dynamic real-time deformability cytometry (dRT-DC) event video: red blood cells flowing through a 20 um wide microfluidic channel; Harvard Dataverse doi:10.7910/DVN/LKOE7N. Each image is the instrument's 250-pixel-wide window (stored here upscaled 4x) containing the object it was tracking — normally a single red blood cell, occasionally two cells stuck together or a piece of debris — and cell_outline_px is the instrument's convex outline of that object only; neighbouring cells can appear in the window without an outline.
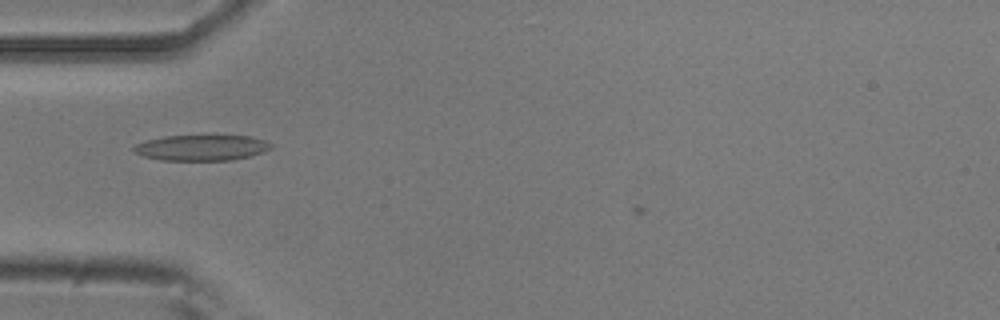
{"species": "common noctule bat (a hibernating species)", "species_latin": "Nyctalus noctula", "temperature_condition": "room temperature", "stored_images_in_passage": 2, "camera_frame_rate_fps": 3000, "um_per_image_px": 0.085, "animal": {"sex": "male", "body_mass_g": 20.5, "forearm_length_mm": 52.5}, "frame": {"image": 1, "passage_image": 2, "time_ms": 0.333, "image_size_px": [1000, 320], "cell_outline_px": [[272, 148], [264, 152], [232, 160], [160, 160], [144, 156], [132, 152], [132, 148], [136, 144], [144, 140], [164, 136], [252, 136], [264, 140], [272, 144]], "centroid_in_image_um": [17.1, 12.55], "position_along_channel_um": 67.9, "area_um2": 20.58}}